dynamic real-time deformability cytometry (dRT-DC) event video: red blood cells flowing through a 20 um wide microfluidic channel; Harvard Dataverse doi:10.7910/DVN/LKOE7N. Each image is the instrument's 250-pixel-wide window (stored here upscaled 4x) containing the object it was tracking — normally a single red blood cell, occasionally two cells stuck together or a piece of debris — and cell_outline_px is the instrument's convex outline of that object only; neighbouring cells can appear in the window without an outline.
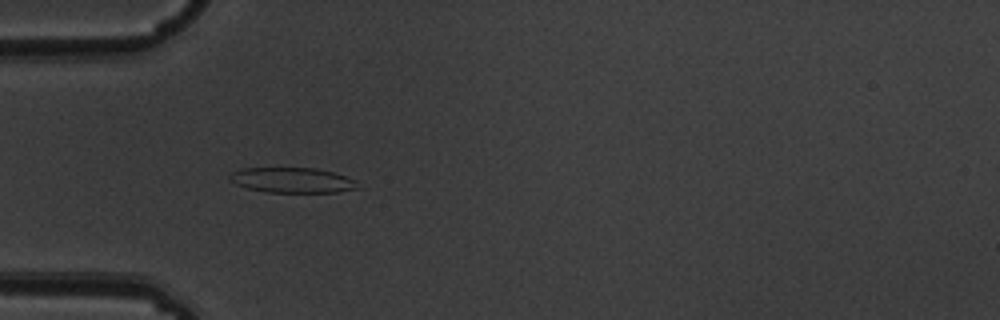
{"species": "common noctule bat (a hibernating species)", "species_latin": "Nyctalus noctula", "temperature_condition": "warm", "stored_images_in_passage": 5, "camera_frame_rate_fps": 3000, "um_per_image_px": 0.085, "animal": {"sex": "male", "body_mass_g": 19.5, "forearm_length_mm": 54.6}, "frame": {"image": 1, "passage_image": 4, "time_ms": 1.0, "image_size_px": [1000, 320], "cell_outline_px": [[360, 188], [336, 192], [264, 192], [248, 188], [236, 184], [228, 180], [228, 176], [232, 172], [240, 168], [316, 168], [332, 172], [356, 180]], "centroid_in_image_um": [24.82, 15.31], "position_along_channel_um": 60.2, "area_um2": 18.84}}